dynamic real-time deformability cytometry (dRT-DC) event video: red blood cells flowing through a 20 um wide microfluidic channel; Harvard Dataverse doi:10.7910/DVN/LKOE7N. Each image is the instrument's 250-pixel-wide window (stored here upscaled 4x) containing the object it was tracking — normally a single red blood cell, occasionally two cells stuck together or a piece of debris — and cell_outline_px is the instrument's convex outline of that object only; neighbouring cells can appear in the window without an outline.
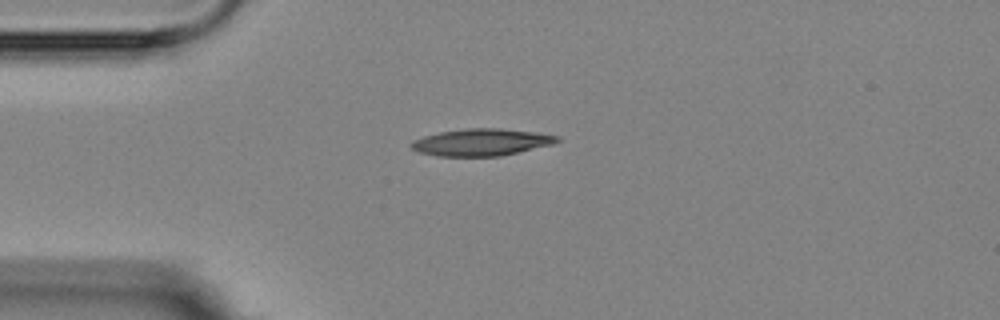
{"species": "Egyptian fruit bat (a non-hibernating species)", "species_latin": "Rousettus aegyptiacus", "temperature_condition": "room temperature", "stored_images_in_passage": 3, "camera_frame_rate_fps": 3000, "um_per_image_px": 0.085, "animal": {"sex": "female"}, "frame": {"image": 1, "passage_image": 1, "time_ms": 0.0, "image_size_px": [1000, 320], "cell_outline_px": [[560, 140], [552, 144], [500, 156], [436, 156], [416, 152], [408, 144], [412, 140], [424, 136], [440, 132], [464, 128], [500, 128], [532, 132], [560, 136]], "centroid_in_image_um": [40.85, 12.09], "position_along_channel_um": 44.2, "area_um2": 22.95}}
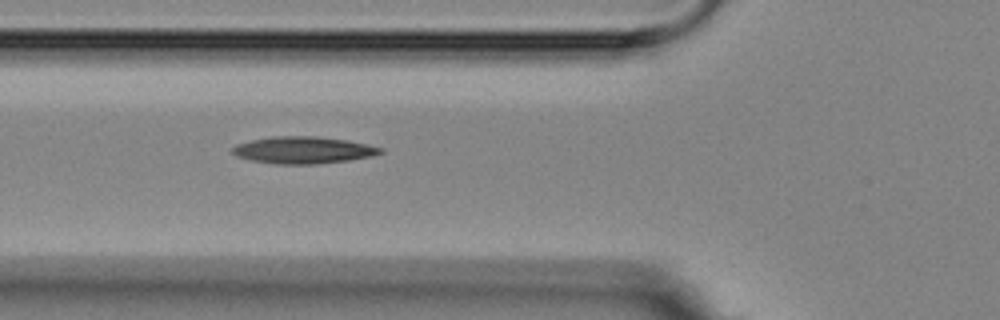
{"frame": {"image": 2, "passage_image": 3, "time_ms": 2.0, "image_size_px": [1000, 320], "cell_outline_px": [[384, 152], [372, 156], [348, 160], [316, 164], [276, 164], [252, 160], [236, 156], [232, 152], [232, 148], [236, 144], [252, 140], [272, 136], [316, 136], [348, 140], [384, 148]], "centroid_in_image_um": [25.79, 12.75], "position_along_channel_um": 100.0, "area_um2": 23.24}}